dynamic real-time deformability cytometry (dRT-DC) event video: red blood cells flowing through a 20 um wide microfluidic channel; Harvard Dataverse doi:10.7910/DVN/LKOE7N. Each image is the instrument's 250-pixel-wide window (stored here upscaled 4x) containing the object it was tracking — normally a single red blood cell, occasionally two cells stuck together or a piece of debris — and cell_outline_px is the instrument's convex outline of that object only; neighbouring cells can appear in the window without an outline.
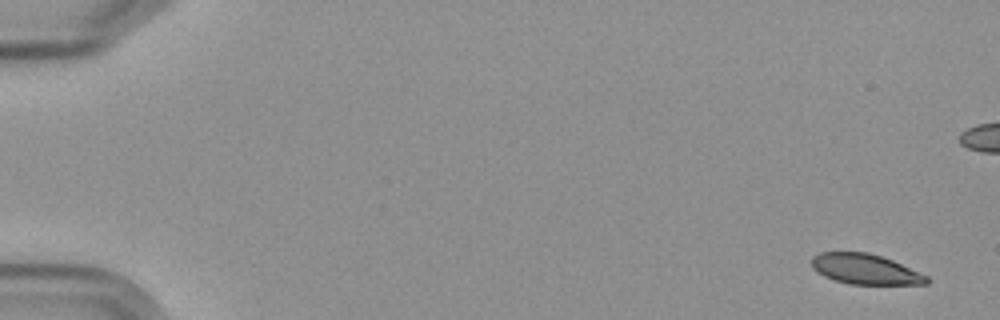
{"species": "Egyptian fruit bat (a non-hibernating species)", "species_latin": "Rousettus aegyptiacus", "temperature_condition": "cold", "stored_images_in_passage": 9, "camera_frame_rate_fps": 3000, "um_per_image_px": 0.085, "frame": {"image": 1, "passage_image": 1, "time_ms": 0.0, "image_size_px": [1000, 320], "cell_outline_px": [[928, 284], [848, 284], [824, 276], [816, 272], [812, 268], [812, 256], [820, 252], [868, 252], [892, 260], [928, 276]], "centroid_in_image_um": [73.51, 22.87], "position_along_channel_um": 11.5, "area_um2": 20.17}}